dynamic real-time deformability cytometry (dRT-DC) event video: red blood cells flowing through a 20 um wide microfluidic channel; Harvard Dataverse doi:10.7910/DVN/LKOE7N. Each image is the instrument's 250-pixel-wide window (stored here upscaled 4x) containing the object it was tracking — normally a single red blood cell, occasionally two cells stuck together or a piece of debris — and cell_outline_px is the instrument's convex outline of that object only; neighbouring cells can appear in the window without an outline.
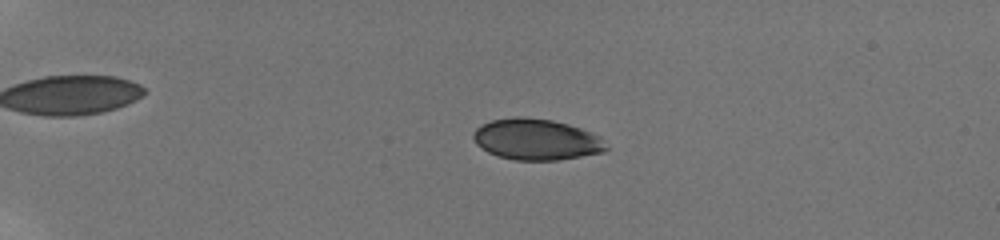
{"species": "human", "species_latin": "Homo sapiens", "temperature_condition": "room temperature", "stored_images_in_passage": 107, "camera_frame_rate_fps": 3000, "um_per_image_px": 0.085, "donor": {"sex": "male"}, "frame": {"image": 1, "passage_image": 34, "time_ms": 5.333, "image_size_px": [1000, 240], "cell_outline_px": [[608, 148], [604, 152], [556, 160], [516, 160], [496, 156], [488, 152], [476, 144], [472, 136], [472, 132], [480, 124], [492, 120], [512, 116], [524, 116], [552, 120], [568, 124], [580, 128], [600, 136]], "centroid_in_image_um": [45.55, 11.84], "position_along_channel_um": 39.5, "area_um2": 32.02}}
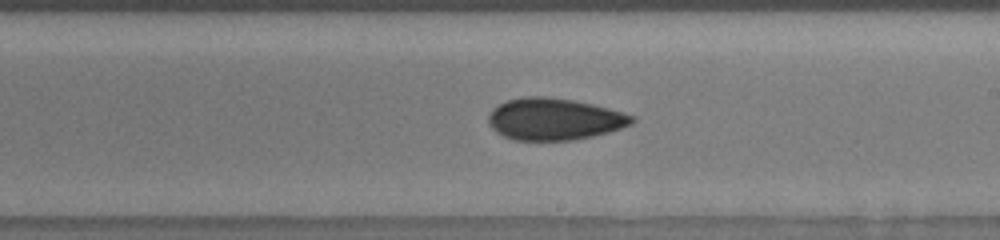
{"frame": {"image": 2, "passage_image": 74, "time_ms": 12.667, "image_size_px": [1000, 240], "cell_outline_px": [[636, 120], [632, 124], [608, 132], [592, 136], [572, 140], [512, 140], [496, 132], [488, 124], [488, 112], [492, 108], [508, 100], [524, 96], [548, 96], [572, 100], [592, 104], [624, 112], [636, 116]], "centroid_in_image_um": [47.1, 10.12], "position_along_channel_um": 241.9, "area_um2": 35.2}}
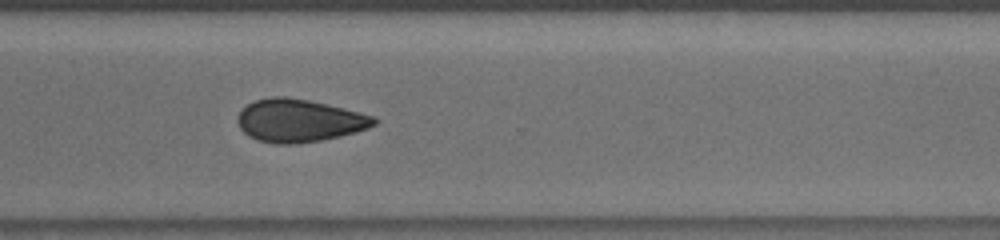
{"frame": {"image": 3, "passage_image": 81, "time_ms": 15.333, "image_size_px": [1000, 240], "cell_outline_px": [[380, 120], [376, 124], [368, 128], [356, 132], [340, 136], [320, 140], [292, 144], [276, 144], [260, 140], [248, 136], [240, 128], [240, 112], [248, 104], [256, 100], [272, 96], [284, 96], [308, 100], [360, 112], [376, 116]], "centroid_in_image_um": [25.49, 10.25], "position_along_channel_um": 345.1, "area_um2": 33.7}, "authors_computed_cell_mechanics": {"area_um2": 32.8304, "velocity_mm_per_s": 3.8758, "shape_relaxation_time_tau1_ms": 3.3464, "shape_relaxation_time_tau2_ms": 8.1874, "deformation_change_tau1": 0.05, "deformation_change_tau2": 0.0731}}